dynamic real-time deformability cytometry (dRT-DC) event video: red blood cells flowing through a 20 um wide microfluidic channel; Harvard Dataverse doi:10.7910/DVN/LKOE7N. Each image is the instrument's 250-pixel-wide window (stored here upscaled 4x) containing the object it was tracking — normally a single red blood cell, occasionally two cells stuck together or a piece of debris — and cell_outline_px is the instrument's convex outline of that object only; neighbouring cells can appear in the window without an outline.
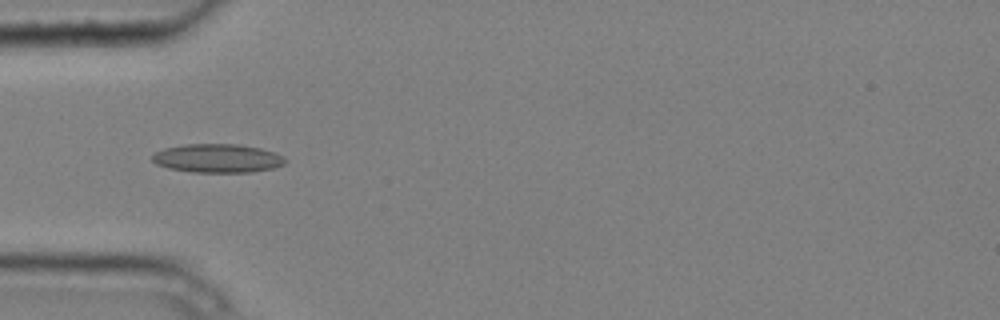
{"species": "common noctule bat (a hibernating species)", "species_latin": "Nyctalus noctula", "temperature_condition": "cold", "stored_images_in_passage": 5, "camera_frame_rate_fps": 3000, "um_per_image_px": 0.085, "animal": {"sex": "male", "body_mass_g": 20.4}, "frame": {"image": 1, "passage_image": 5, "time_ms": 1.333, "image_size_px": [1000, 320], "cell_outline_px": [[288, 160], [284, 164], [272, 168], [252, 172], [192, 172], [168, 168], [156, 164], [152, 160], [152, 156], [156, 152], [164, 148], [184, 144], [236, 144], [260, 148], [276, 152], [284, 156]], "centroid_in_image_um": [18.51, 13.45], "position_along_channel_um": 66.5, "area_um2": 22.31}}